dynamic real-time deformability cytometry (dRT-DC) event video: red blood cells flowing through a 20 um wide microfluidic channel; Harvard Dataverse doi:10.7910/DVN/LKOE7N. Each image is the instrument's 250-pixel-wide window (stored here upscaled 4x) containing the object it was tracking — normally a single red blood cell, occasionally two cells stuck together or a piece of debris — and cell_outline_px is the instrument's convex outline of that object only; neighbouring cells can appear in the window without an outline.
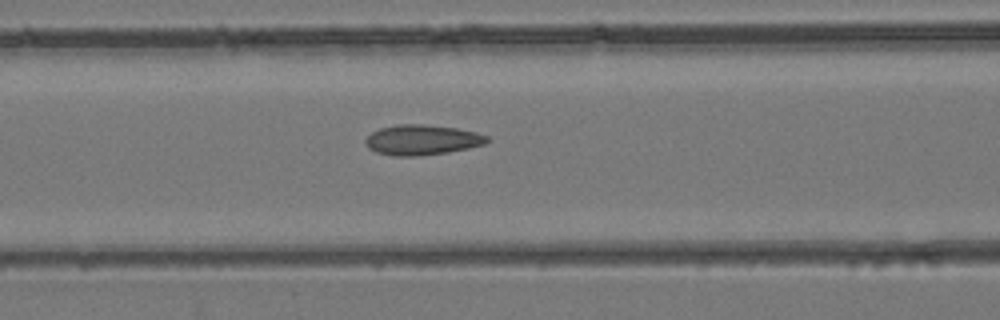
{"species": "common noctule bat (a hibernating species)", "species_latin": "Nyctalus noctula", "temperature_condition": "room temperature", "stored_images_in_passage": 24, "camera_frame_rate_fps": 3000, "um_per_image_px": 0.085, "animal": {"sex": "female", "body_mass_g": 24.6, "forearm_length_mm": 56.2}, "frame": {"image": 1, "passage_image": 6, "time_ms": 1.667, "image_size_px": [1000, 320], "cell_outline_px": [[488, 140], [484, 144], [468, 148], [448, 152], [416, 156], [396, 156], [376, 152], [368, 148], [364, 140], [372, 132], [380, 128], [400, 124], [424, 124], [456, 128], [476, 132], [488, 136]], "centroid_in_image_um": [35.86, 11.89], "position_along_channel_um": 130.7, "area_um2": 21.27}}
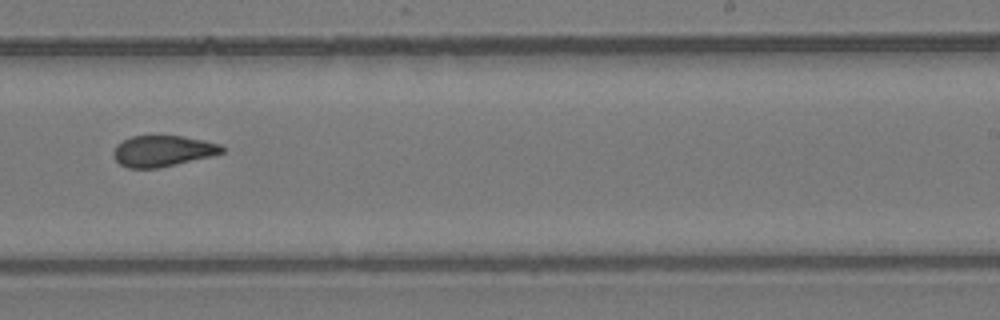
{"frame": {"image": 2, "passage_image": 15, "time_ms": 4.667, "image_size_px": [1000, 320], "cell_outline_px": [[224, 152], [212, 156], [160, 168], [128, 168], [120, 164], [116, 160], [112, 152], [116, 144], [132, 136], [180, 136], [204, 140], [220, 144], [224, 148]], "centroid_in_image_um": [13.83, 12.84], "position_along_channel_um": 275.2, "area_um2": 19.65}}
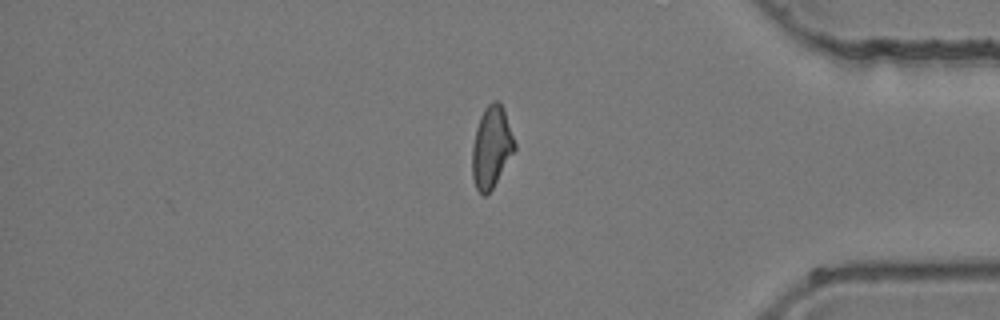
{"frame": {"image": 3, "passage_image": 24, "time_ms": 7.667, "image_size_px": [1000, 320], "cell_outline_px": [[516, 148], [492, 188], [484, 196], [476, 188], [472, 176], [472, 144], [476, 128], [480, 116], [484, 108], [492, 100], [496, 100], [504, 108], [516, 144]], "centroid_in_image_um": [41.76, 12.47], "position_along_channel_um": 393.4, "area_um2": 20.06}}